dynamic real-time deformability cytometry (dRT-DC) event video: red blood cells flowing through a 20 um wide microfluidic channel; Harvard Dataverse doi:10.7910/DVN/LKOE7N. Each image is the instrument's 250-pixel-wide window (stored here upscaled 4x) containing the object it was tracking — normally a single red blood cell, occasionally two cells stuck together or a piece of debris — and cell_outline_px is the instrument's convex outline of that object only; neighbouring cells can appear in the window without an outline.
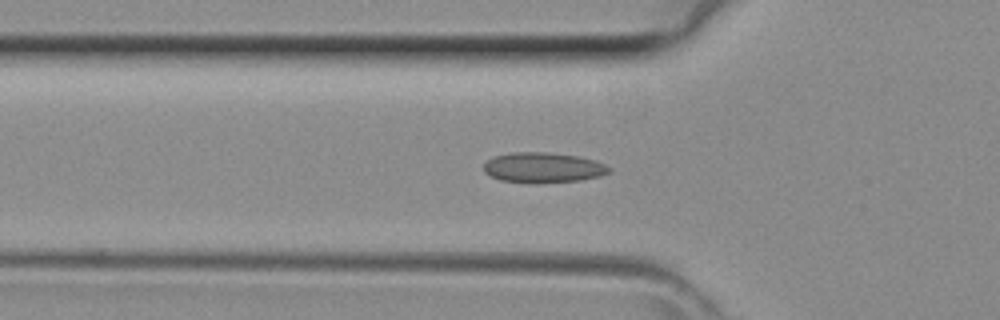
{"species": "common noctule bat (a hibernating species)", "species_latin": "Nyctalus noctula", "temperature_condition": "room temperature", "stored_images_in_passage": 42, "camera_frame_rate_fps": 3000, "um_per_image_px": 0.085, "animal": {"sex": "female", "body_mass_g": 29.2, "forearm_length_mm": 56.3}, "frame": {"image": 1, "passage_image": 13, "time_ms": 4.0, "image_size_px": [1000, 320], "cell_outline_px": [[612, 168], [608, 172], [600, 176], [580, 180], [532, 184], [500, 180], [484, 172], [484, 164], [492, 156], [512, 152], [544, 152], [576, 156], [596, 160]], "centroid_in_image_um": [46.14, 14.25], "position_along_channel_um": 79.7, "area_um2": 22.2}}
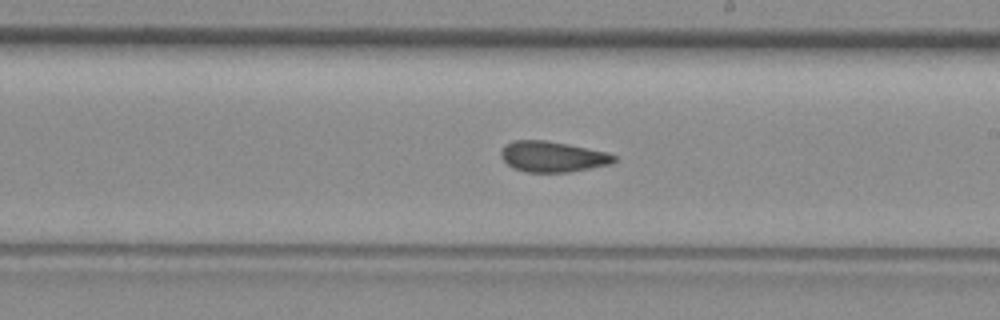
{"frame": {"image": 2, "passage_image": 23, "time_ms": 7.333, "image_size_px": [1000, 320], "cell_outline_px": [[616, 160], [612, 164], [568, 172], [524, 172], [512, 168], [500, 156], [500, 152], [508, 144], [516, 140], [544, 140], [568, 144], [604, 152], [616, 156]], "centroid_in_image_um": [46.96, 13.33], "position_along_channel_um": 242.0, "area_um2": 20.0}}
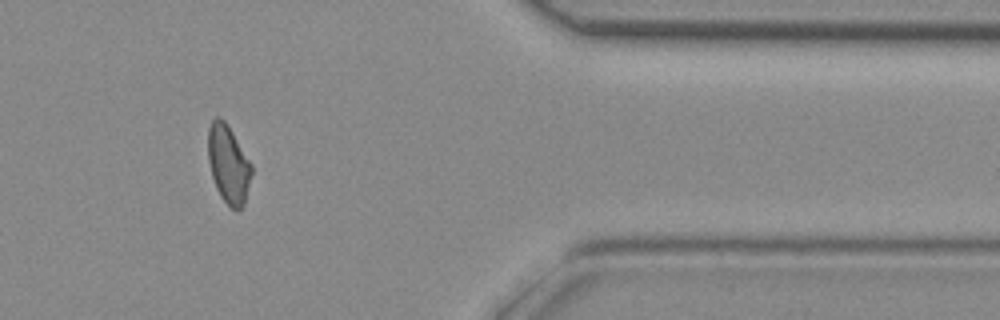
{"frame": {"image": 3, "passage_image": 34, "time_ms": 11.0, "image_size_px": [1000, 320], "cell_outline_px": [[252, 172], [244, 204], [236, 212], [220, 196], [216, 188], [212, 176], [208, 160], [208, 128], [212, 120], [216, 116], [220, 116], [224, 120], [232, 132], [252, 164]], "centroid_in_image_um": [19.4, 13.95], "position_along_channel_um": 392.0, "area_um2": 19.71}}